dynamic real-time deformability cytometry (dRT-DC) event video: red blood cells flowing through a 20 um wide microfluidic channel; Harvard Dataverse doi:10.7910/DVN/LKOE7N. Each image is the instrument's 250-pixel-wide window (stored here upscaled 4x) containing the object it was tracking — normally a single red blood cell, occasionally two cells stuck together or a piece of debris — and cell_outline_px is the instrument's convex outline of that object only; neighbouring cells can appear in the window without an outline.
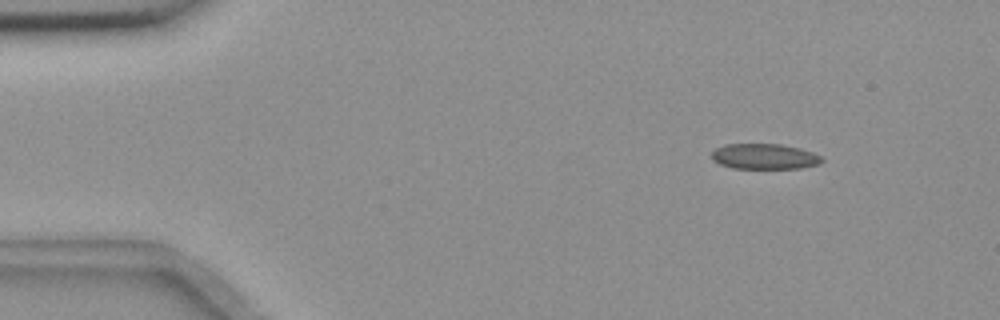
{"species": "common noctule bat (a hibernating species)", "species_latin": "Nyctalus noctula", "temperature_condition": "room temperature", "stored_images_in_passage": 55, "camera_frame_rate_fps": 3000, "um_per_image_px": 0.085, "animal": {"sex": "female", "body_mass_g": 18.4}, "frame": {"image": 1, "passage_image": 6, "time_ms": 1.667, "image_size_px": [1000, 320], "cell_outline_px": [[824, 160], [820, 164], [800, 168], [732, 168], [720, 164], [712, 160], [712, 152], [716, 148], [724, 144], [780, 144], [800, 148], [812, 152], [820, 156]], "centroid_in_image_um": [64.97, 13.3], "position_along_channel_um": 20.0, "area_um2": 16.36}}
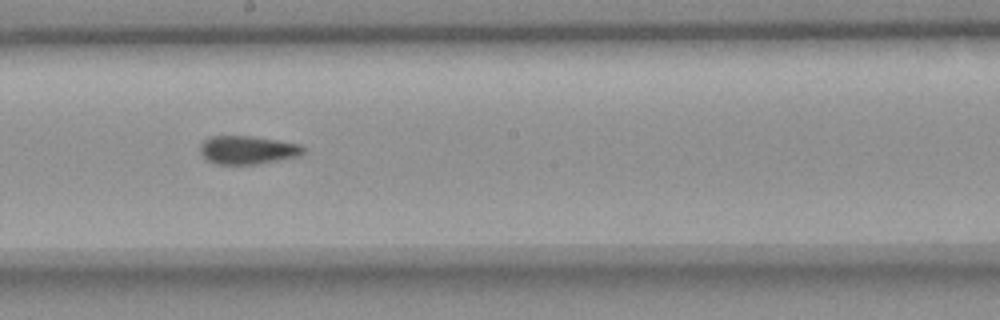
{"frame": {"image": 2, "passage_image": 30, "time_ms": 9.667, "image_size_px": [1000, 320], "cell_outline_px": [[304, 152], [300, 156], [256, 164], [216, 164], [208, 160], [200, 152], [200, 144], [208, 136], [252, 136], [300, 144], [304, 148]], "centroid_in_image_um": [21.03, 12.74], "position_along_channel_um": 227.2, "area_um2": 16.99}}
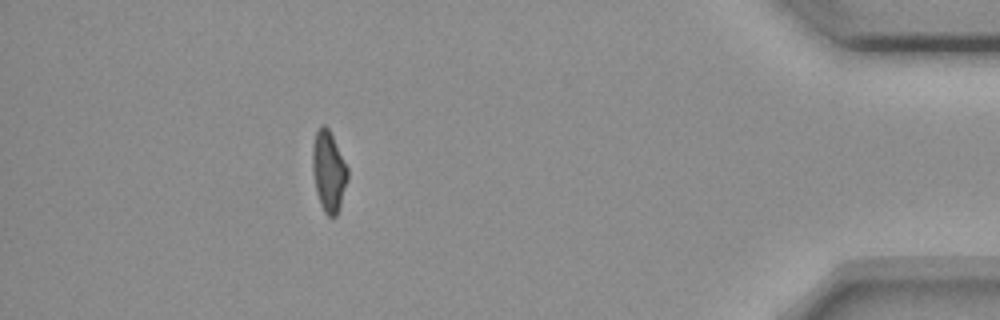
{"frame": {"image": 3, "passage_image": 49, "time_ms": 16.0, "image_size_px": [1000, 320], "cell_outline_px": [[348, 180], [336, 216], [328, 216], [324, 212], [320, 204], [316, 192], [312, 172], [312, 148], [316, 132], [324, 124], [328, 128], [348, 168]], "centroid_in_image_um": [27.92, 14.58], "position_along_channel_um": 407.3, "area_um2": 16.36}, "authors_computed_cell_mechanics": {"area_um2": 17.1088, "velocity_mm_per_s": 3.6664, "shape_relaxation_time_tau1_ms": null, "shape_relaxation_time_tau2_ms": 3.7116, "deformation_change_tau1": null, "deformation_change_tau2": 0.0931}}